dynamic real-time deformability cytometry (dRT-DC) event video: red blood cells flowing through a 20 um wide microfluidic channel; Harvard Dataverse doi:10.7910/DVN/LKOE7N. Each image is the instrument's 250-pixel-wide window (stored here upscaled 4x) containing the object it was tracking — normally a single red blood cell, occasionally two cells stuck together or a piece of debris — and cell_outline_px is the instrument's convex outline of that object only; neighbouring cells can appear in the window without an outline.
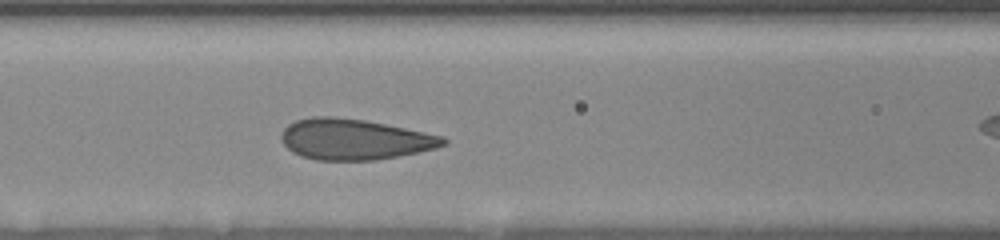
{"species": "human", "species_latin": "Homo sapiens", "temperature_condition": "room temperature", "stored_images_in_passage": 9, "segment_of_instrument_passage": [1, 2], "camera_frame_rate_fps": 3000, "um_per_image_px": 0.085, "donor": {"sex": "female"}, "frame": {"image": 1, "passage_image": 8, "time_ms": 6.0, "image_size_px": [1000, 240], "cell_outline_px": [[448, 144], [436, 148], [420, 152], [376, 160], [316, 160], [300, 156], [292, 152], [284, 144], [280, 136], [284, 128], [288, 124], [296, 120], [312, 116], [332, 116], [364, 120], [444, 136], [448, 140]], "centroid_in_image_um": [30.12, 11.85], "position_along_channel_um": 136.5, "area_um2": 38.55}}